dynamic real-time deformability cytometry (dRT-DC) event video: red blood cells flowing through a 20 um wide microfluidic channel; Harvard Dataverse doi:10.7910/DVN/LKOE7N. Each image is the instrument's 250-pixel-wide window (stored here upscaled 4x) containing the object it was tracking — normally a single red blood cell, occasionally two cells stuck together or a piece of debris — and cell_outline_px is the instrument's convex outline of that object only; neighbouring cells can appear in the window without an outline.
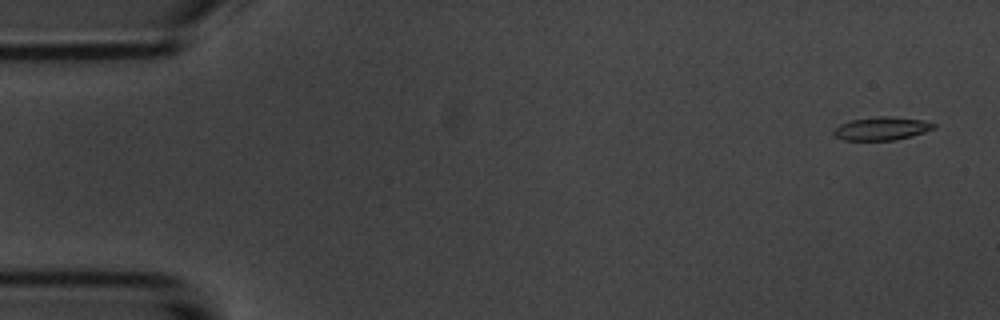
{"species": "common noctule bat (a hibernating species)", "species_latin": "Nyctalus noctula", "temperature_condition": "room temperature", "stored_images_in_passage": 5, "camera_frame_rate_fps": 3000, "um_per_image_px": 0.085, "animal": {"sex": "male", "body_mass_g": 20.1, "forearm_length_mm": 53.5}, "frame": {"image": 1, "passage_image": 1, "time_ms": 0.0, "image_size_px": [1000, 320], "cell_outline_px": [[936, 128], [912, 136], [896, 140], [844, 140], [836, 136], [832, 132], [840, 124], [852, 120], [880, 116], [892, 116], [920, 120], [936, 124]], "centroid_in_image_um": [74.96, 10.93], "position_along_channel_um": 10.0, "area_um2": 13.41}}